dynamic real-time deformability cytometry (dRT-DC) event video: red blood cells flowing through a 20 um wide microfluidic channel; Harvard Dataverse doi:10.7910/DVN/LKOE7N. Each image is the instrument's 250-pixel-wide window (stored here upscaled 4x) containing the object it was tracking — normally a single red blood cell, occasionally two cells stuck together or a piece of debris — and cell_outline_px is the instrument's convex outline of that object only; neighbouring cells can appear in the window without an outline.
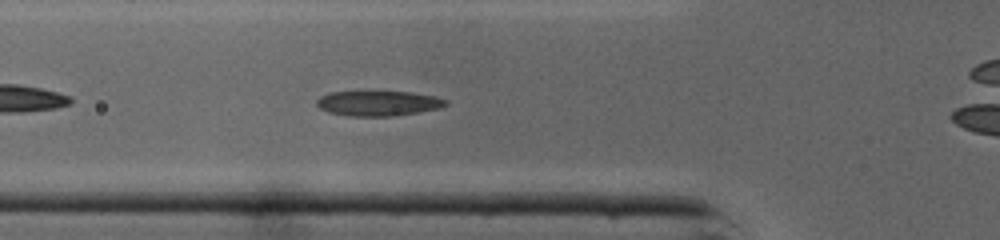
{"species": "common noctule bat (a hibernating species)", "species_latin": "Nyctalus noctula", "temperature_condition": "cold", "stored_images_in_passage": 36, "camera_frame_rate_fps": 3000, "um_per_image_px": 0.085, "animal": {"sex": "male", "body_mass_g": 19.0, "forearm_length_mm": 50.8}, "frame": {"image": 1, "passage_image": 5, "time_ms": 1.333, "image_size_px": [1000, 240], "cell_outline_px": [[448, 104], [440, 108], [420, 112], [392, 116], [348, 116], [328, 112], [320, 108], [316, 104], [316, 100], [320, 96], [332, 92], [408, 92], [436, 96], [448, 100]], "centroid_in_image_um": [32.17, 8.79], "position_along_channel_um": 93.6, "area_um2": 18.84}}
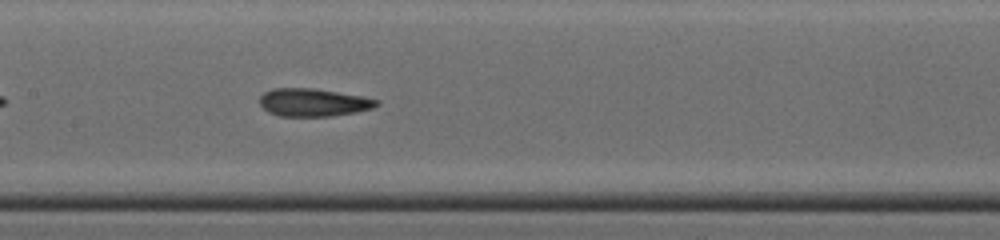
{"frame": {"image": 2, "passage_image": 11, "time_ms": 3.333, "image_size_px": [1000, 240], "cell_outline_px": [[380, 104], [372, 108], [356, 112], [332, 116], [280, 116], [268, 112], [260, 104], [260, 96], [264, 92], [272, 88], [312, 88], [360, 96], [380, 100]], "centroid_in_image_um": [26.62, 8.71], "position_along_channel_um": 180.8, "area_um2": 18.9}}
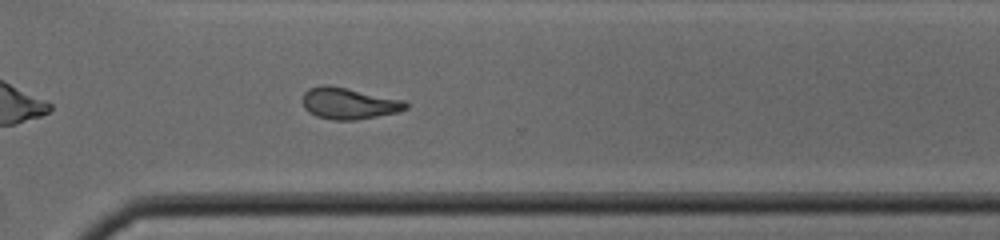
{"frame": {"image": 3, "passage_image": 22, "time_ms": 7.0, "image_size_px": [1000, 240], "cell_outline_px": [[408, 108], [396, 112], [356, 120], [332, 120], [316, 116], [308, 112], [304, 108], [300, 100], [304, 92], [308, 88], [324, 84], [328, 84], [404, 100], [408, 104]], "centroid_in_image_um": [29.58, 8.78], "position_along_channel_um": 341.0, "area_um2": 19.07}, "authors_computed_cell_mechanics": {"area_um2": 18.9584, "velocity_mm_per_s": 4.3586, "shape_relaxation_time_tau1_ms": 7.732, "shape_relaxation_time_tau2_ms": 1.7877, "deformation_change_tau1": 0.2114, "deformation_change_tau2": 0.0683}}